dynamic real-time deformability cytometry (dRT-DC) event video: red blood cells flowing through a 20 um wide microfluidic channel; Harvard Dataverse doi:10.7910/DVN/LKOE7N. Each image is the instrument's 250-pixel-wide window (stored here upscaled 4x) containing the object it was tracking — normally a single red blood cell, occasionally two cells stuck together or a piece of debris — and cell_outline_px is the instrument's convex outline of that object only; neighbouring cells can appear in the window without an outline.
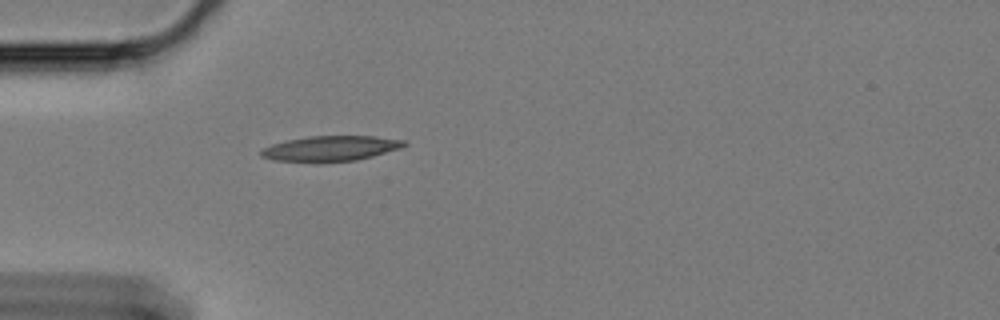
{"species": "Egyptian fruit bat (a non-hibernating species)", "species_latin": "Rousettus aegyptiacus", "temperature_condition": "cold", "stored_images_in_passage": 24, "segment_of_instrument_passage": [1, 2], "camera_frame_rate_fps": 3000, "um_per_image_px": 0.085, "animal": {"sex": "female"}, "frame": {"image": 1, "passage_image": 1, "time_ms": 0.0, "image_size_px": [1000, 320], "cell_outline_px": [[408, 144], [400, 148], [372, 156], [356, 160], [320, 164], [272, 160], [260, 156], [260, 152], [264, 148], [272, 144], [288, 140], [308, 136], [372, 136], [404, 140]], "centroid_in_image_um": [28.05, 12.65], "position_along_channel_um": 56.9, "area_um2": 21.44}}
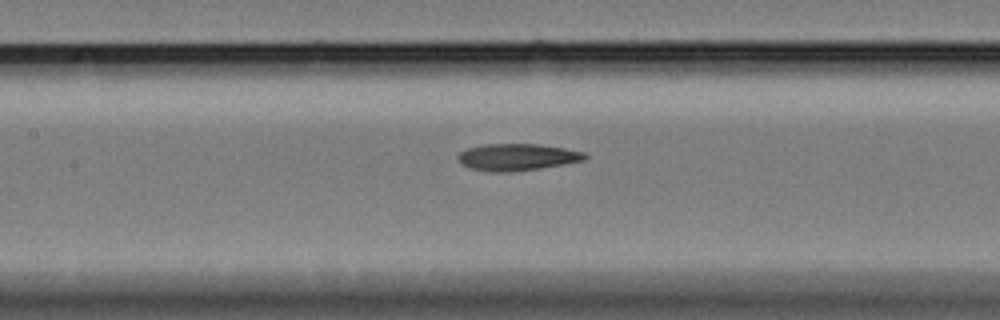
{"frame": {"image": 2, "passage_image": 11, "time_ms": 3.333, "image_size_px": [1000, 320], "cell_outline_px": [[588, 156], [584, 160], [564, 164], [540, 168], [512, 172], [488, 172], [472, 168], [460, 164], [456, 156], [460, 152], [468, 148], [484, 144], [540, 144], [564, 148], [584, 152]], "centroid_in_image_um": [43.93, 13.35], "position_along_channel_um": 163.5, "area_um2": 19.94}}
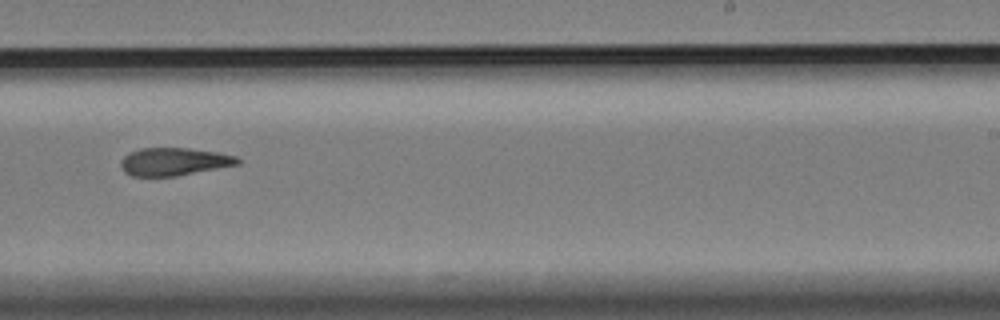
{"frame": {"image": 3, "passage_image": 21, "time_ms": 6.667, "image_size_px": [1000, 320], "cell_outline_px": [[240, 164], [176, 176], [132, 176], [124, 172], [120, 164], [120, 160], [128, 152], [140, 148], [188, 148], [216, 152], [236, 156], [240, 160]], "centroid_in_image_um": [14.76, 13.74], "position_along_channel_um": 274.2, "area_um2": 18.96}}